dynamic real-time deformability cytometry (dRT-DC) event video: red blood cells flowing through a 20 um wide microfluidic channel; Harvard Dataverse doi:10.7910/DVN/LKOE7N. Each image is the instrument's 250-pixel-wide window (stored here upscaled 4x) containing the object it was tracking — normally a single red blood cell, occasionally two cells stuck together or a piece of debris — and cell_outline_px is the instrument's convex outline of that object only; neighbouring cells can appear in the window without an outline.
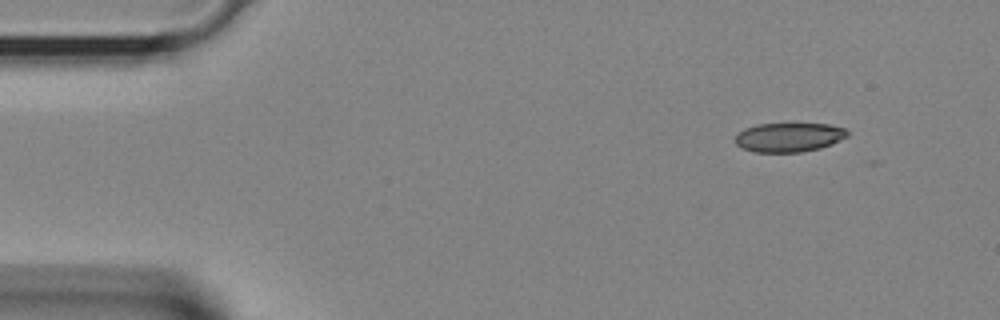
{"species": "Egyptian fruit bat (a non-hibernating species)", "species_latin": "Rousettus aegyptiacus", "temperature_condition": "room temperature", "stored_images_in_passage": 4, "camera_frame_rate_fps": 3000, "um_per_image_px": 0.085, "animal": {"sex": "female"}, "frame": {"image": 1, "passage_image": 1, "time_ms": 0.0, "image_size_px": [1000, 320], "cell_outline_px": [[848, 136], [832, 144], [820, 148], [800, 152], [752, 152], [740, 148], [736, 144], [736, 136], [744, 128], [756, 124], [828, 124], [844, 128], [848, 132]], "centroid_in_image_um": [67.04, 11.67], "position_along_channel_um": 18.0, "area_um2": 19.07}}